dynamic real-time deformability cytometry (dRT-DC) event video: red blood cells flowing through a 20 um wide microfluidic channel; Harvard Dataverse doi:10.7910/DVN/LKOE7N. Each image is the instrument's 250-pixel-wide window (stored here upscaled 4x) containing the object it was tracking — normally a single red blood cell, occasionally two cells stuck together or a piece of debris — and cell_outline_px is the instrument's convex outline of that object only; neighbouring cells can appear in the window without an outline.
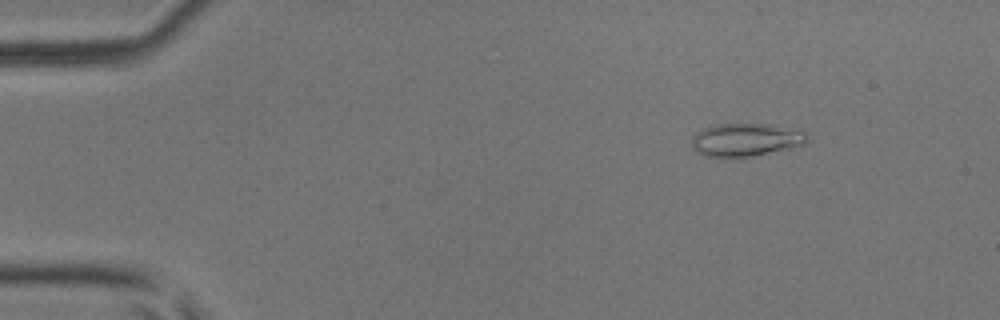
{"species": "common noctule bat (a hibernating species)", "species_latin": "Nyctalus noctula", "temperature_condition": "room temperature", "stored_images_in_passage": 4, "camera_frame_rate_fps": 3000, "um_per_image_px": 0.085, "animal": {"sex": "male", "body_mass_g": 17.9, "forearm_length_mm": 54.2}, "frame": {"image": 1, "passage_image": 2, "time_ms": 0.333, "image_size_px": [1000, 320], "cell_outline_px": [[808, 140], [804, 144], [788, 148], [752, 156], [704, 156], [696, 152], [692, 148], [692, 140], [696, 132], [704, 128], [716, 124], [776, 124], [804, 128], [808, 132]], "centroid_in_image_um": [63.48, 11.84], "position_along_channel_um": 21.5, "area_um2": 22.48}}